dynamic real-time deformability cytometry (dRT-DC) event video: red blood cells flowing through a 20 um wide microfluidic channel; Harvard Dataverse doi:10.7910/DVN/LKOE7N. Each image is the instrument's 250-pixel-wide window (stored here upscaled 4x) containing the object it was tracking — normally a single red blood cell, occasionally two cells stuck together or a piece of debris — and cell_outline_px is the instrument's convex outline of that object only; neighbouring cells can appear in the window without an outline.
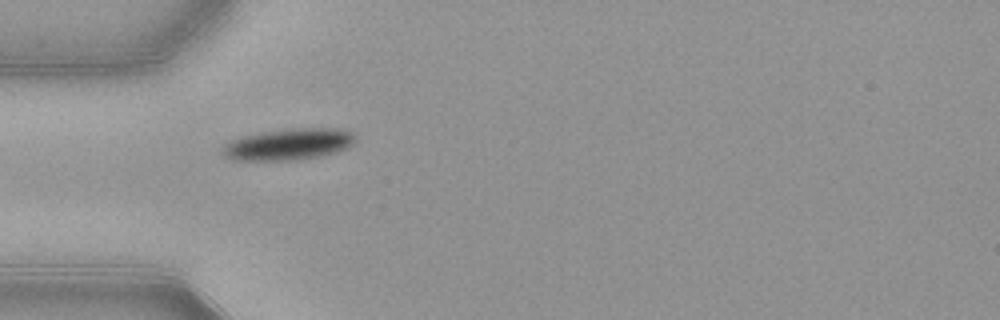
{"species": "common noctule bat (a hibernating species)", "species_latin": "Nyctalus noctula", "temperature_condition": "warm", "stored_images_in_passage": 13, "camera_frame_rate_fps": 3000, "um_per_image_px": 0.085, "animal": {"sex": "female", "body_mass_g": 21.9}, "frame": {"image": 1, "passage_image": 1, "time_ms": 0.0, "image_size_px": [1000, 320], "cell_outline_px": [[356, 140], [352, 144], [336, 152], [320, 156], [292, 160], [236, 160], [224, 156], [224, 144], [232, 140], [244, 136], [264, 132], [292, 128], [336, 128], [352, 132]], "centroid_in_image_um": [24.55, 12.26], "position_along_channel_um": 60.4, "area_um2": 23.93}}
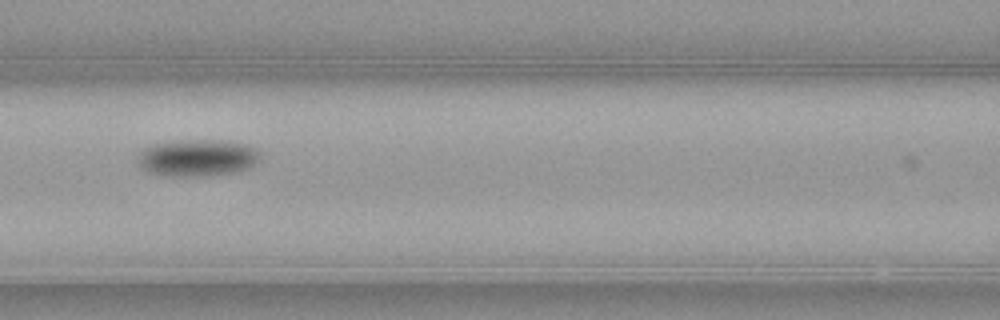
{"frame": {"image": 2, "passage_image": 8, "time_ms": 2.333, "image_size_px": [1000, 320], "cell_outline_px": [[260, 160], [248, 168], [232, 172], [208, 176], [172, 176], [148, 172], [140, 168], [136, 164], [136, 156], [144, 148], [152, 144], [180, 140], [232, 140], [256, 148], [260, 152]], "centroid_in_image_um": [16.75, 13.4], "position_along_channel_um": 149.9, "area_um2": 26.76}}